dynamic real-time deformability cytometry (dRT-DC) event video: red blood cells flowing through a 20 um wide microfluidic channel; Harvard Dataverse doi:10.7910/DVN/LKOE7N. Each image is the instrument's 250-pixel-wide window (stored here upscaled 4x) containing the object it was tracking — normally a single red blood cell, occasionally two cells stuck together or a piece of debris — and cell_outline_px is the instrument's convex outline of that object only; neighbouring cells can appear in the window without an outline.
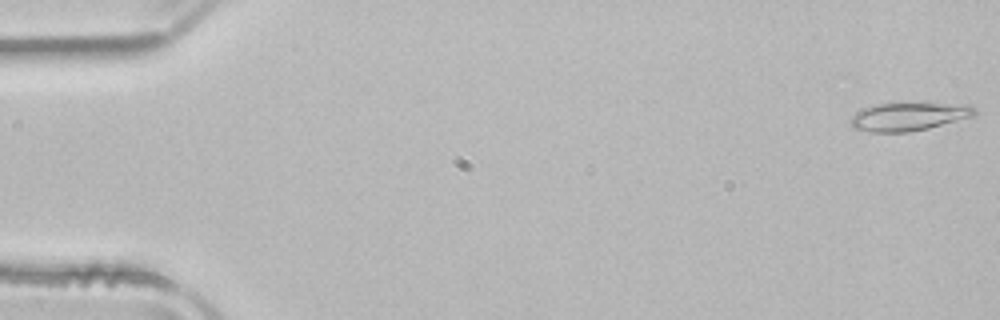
{"species": "common noctule bat (a hibernating species)", "species_latin": "Nyctalus noctula", "temperature_condition": "room temperature", "stored_images_in_passage": 5, "camera_frame_rate_fps": 3000, "um_per_image_px": 0.085, "animal": {"sex": "male", "body_mass_g": 21.5, "forearm_length_mm": 52.0}, "frame": {"image": 1, "passage_image": 1, "time_ms": 0.0, "image_size_px": [1000, 320], "cell_outline_px": [[976, 116], [928, 128], [908, 132], [868, 132], [852, 128], [848, 120], [856, 112], [864, 108], [876, 104], [900, 100], [932, 100], [968, 104], [976, 108]], "centroid_in_image_um": [77.3, 9.83], "position_along_channel_um": 7.7, "area_um2": 22.14}}
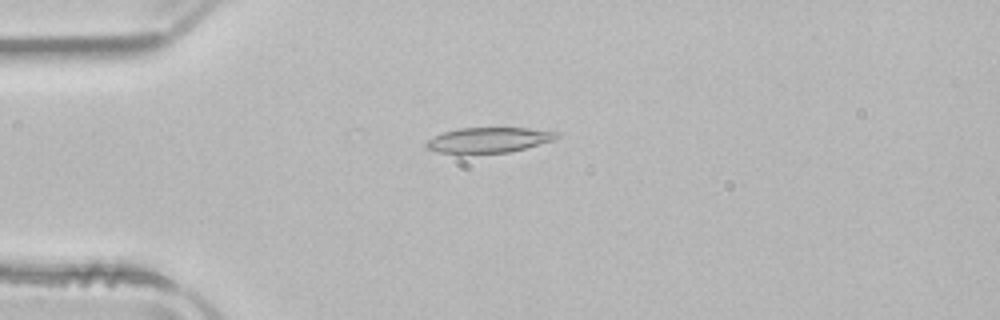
{"frame": {"image": 2, "passage_image": 4, "time_ms": 1.0, "image_size_px": [1000, 320], "cell_outline_px": [[560, 136], [556, 140], [508, 152], [440, 152], [428, 148], [424, 144], [428, 140], [444, 132], [460, 128], [528, 128], [560, 132]], "centroid_in_image_um": [41.63, 11.87], "position_along_channel_um": 43.4, "area_um2": 18.73}}
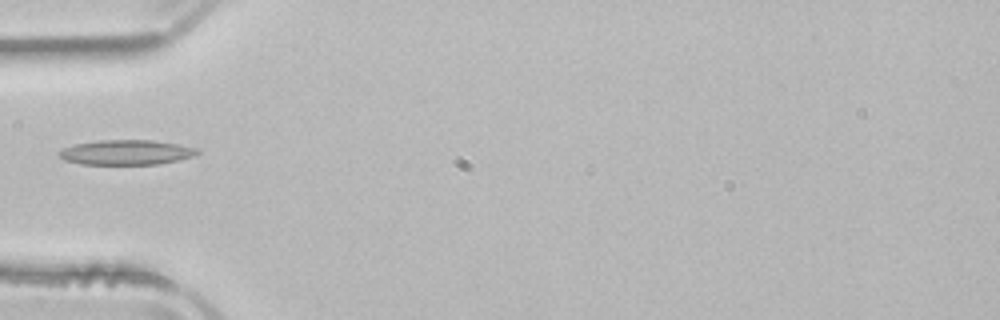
{"frame": {"image": 3, "passage_image": 5, "time_ms": 1.333, "image_size_px": [1000, 320], "cell_outline_px": [[200, 152], [196, 156], [156, 164], [80, 164], [64, 160], [60, 156], [60, 152], [64, 148], [76, 144], [100, 140], [152, 140], [176, 144], [196, 148]], "centroid_in_image_um": [10.75, 12.95], "position_along_channel_um": 74.3, "area_um2": 19.77}}